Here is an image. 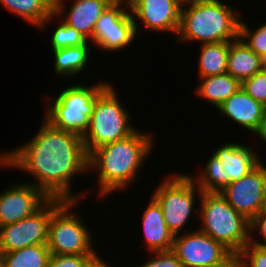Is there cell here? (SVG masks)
Returning a JSON list of instances; mask_svg holds the SVG:
<instances>
[{
	"label": "cell",
	"instance_id": "1",
	"mask_svg": "<svg viewBox=\"0 0 266 267\" xmlns=\"http://www.w3.org/2000/svg\"><path fill=\"white\" fill-rule=\"evenodd\" d=\"M16 168L35 177L28 183L50 199L82 201L89 190L74 193L73 178L88 172L82 137L53 127L43 118L33 138L11 151H0V168ZM28 172V173H27Z\"/></svg>",
	"mask_w": 266,
	"mask_h": 267
},
{
	"label": "cell",
	"instance_id": "2",
	"mask_svg": "<svg viewBox=\"0 0 266 267\" xmlns=\"http://www.w3.org/2000/svg\"><path fill=\"white\" fill-rule=\"evenodd\" d=\"M138 128L124 139L103 145L88 155V172L98 175V198L125 190L136 182L139 172L154 150L155 135ZM154 136V137H153Z\"/></svg>",
	"mask_w": 266,
	"mask_h": 267
},
{
	"label": "cell",
	"instance_id": "3",
	"mask_svg": "<svg viewBox=\"0 0 266 267\" xmlns=\"http://www.w3.org/2000/svg\"><path fill=\"white\" fill-rule=\"evenodd\" d=\"M238 11L221 0H208L181 9L176 38L178 42L201 44L234 41L239 38L243 17Z\"/></svg>",
	"mask_w": 266,
	"mask_h": 267
},
{
	"label": "cell",
	"instance_id": "4",
	"mask_svg": "<svg viewBox=\"0 0 266 267\" xmlns=\"http://www.w3.org/2000/svg\"><path fill=\"white\" fill-rule=\"evenodd\" d=\"M65 86L55 97H46L43 102L44 119L53 127L80 137L86 133L96 98L111 84L99 81L96 84L82 83Z\"/></svg>",
	"mask_w": 266,
	"mask_h": 267
},
{
	"label": "cell",
	"instance_id": "5",
	"mask_svg": "<svg viewBox=\"0 0 266 267\" xmlns=\"http://www.w3.org/2000/svg\"><path fill=\"white\" fill-rule=\"evenodd\" d=\"M253 148L252 145L247 146L239 141L221 143L213 150L210 158L205 160L200 173H193L190 177L203 192L219 193L263 161Z\"/></svg>",
	"mask_w": 266,
	"mask_h": 267
},
{
	"label": "cell",
	"instance_id": "6",
	"mask_svg": "<svg viewBox=\"0 0 266 267\" xmlns=\"http://www.w3.org/2000/svg\"><path fill=\"white\" fill-rule=\"evenodd\" d=\"M198 203L201 232L238 254L250 239V221L237 212L220 193L203 192ZM201 223V224H200Z\"/></svg>",
	"mask_w": 266,
	"mask_h": 267
},
{
	"label": "cell",
	"instance_id": "7",
	"mask_svg": "<svg viewBox=\"0 0 266 267\" xmlns=\"http://www.w3.org/2000/svg\"><path fill=\"white\" fill-rule=\"evenodd\" d=\"M80 201L51 199V219L48 227L47 247L50 254L99 255L95 250V237L79 211H74Z\"/></svg>",
	"mask_w": 266,
	"mask_h": 267
},
{
	"label": "cell",
	"instance_id": "8",
	"mask_svg": "<svg viewBox=\"0 0 266 267\" xmlns=\"http://www.w3.org/2000/svg\"><path fill=\"white\" fill-rule=\"evenodd\" d=\"M110 84L97 98L83 143L87 155L93 150L126 138L135 130L131 113L122 105L120 94Z\"/></svg>",
	"mask_w": 266,
	"mask_h": 267
},
{
	"label": "cell",
	"instance_id": "9",
	"mask_svg": "<svg viewBox=\"0 0 266 267\" xmlns=\"http://www.w3.org/2000/svg\"><path fill=\"white\" fill-rule=\"evenodd\" d=\"M157 185L151 196L161 206L169 230L174 236L187 232L182 229L188 225L192 213L195 215L196 211L198 214L197 202H200L198 200L203 191L194 183L189 173H169Z\"/></svg>",
	"mask_w": 266,
	"mask_h": 267
},
{
	"label": "cell",
	"instance_id": "10",
	"mask_svg": "<svg viewBox=\"0 0 266 267\" xmlns=\"http://www.w3.org/2000/svg\"><path fill=\"white\" fill-rule=\"evenodd\" d=\"M137 36L129 5L111 2L97 20L89 41L95 48L114 53L131 47Z\"/></svg>",
	"mask_w": 266,
	"mask_h": 267
},
{
	"label": "cell",
	"instance_id": "11",
	"mask_svg": "<svg viewBox=\"0 0 266 267\" xmlns=\"http://www.w3.org/2000/svg\"><path fill=\"white\" fill-rule=\"evenodd\" d=\"M188 231L175 235L172 246L183 267H214L233 254L222 243L200 230Z\"/></svg>",
	"mask_w": 266,
	"mask_h": 267
},
{
	"label": "cell",
	"instance_id": "12",
	"mask_svg": "<svg viewBox=\"0 0 266 267\" xmlns=\"http://www.w3.org/2000/svg\"><path fill=\"white\" fill-rule=\"evenodd\" d=\"M219 193L230 206L251 221L262 211L266 197V164L261 161L247 175L229 183Z\"/></svg>",
	"mask_w": 266,
	"mask_h": 267
},
{
	"label": "cell",
	"instance_id": "13",
	"mask_svg": "<svg viewBox=\"0 0 266 267\" xmlns=\"http://www.w3.org/2000/svg\"><path fill=\"white\" fill-rule=\"evenodd\" d=\"M50 219L51 199L32 216L0 226V250L7 253L30 245L47 244Z\"/></svg>",
	"mask_w": 266,
	"mask_h": 267
},
{
	"label": "cell",
	"instance_id": "14",
	"mask_svg": "<svg viewBox=\"0 0 266 267\" xmlns=\"http://www.w3.org/2000/svg\"><path fill=\"white\" fill-rule=\"evenodd\" d=\"M11 183L0 193V226L13 224L39 211L50 198L26 180Z\"/></svg>",
	"mask_w": 266,
	"mask_h": 267
},
{
	"label": "cell",
	"instance_id": "15",
	"mask_svg": "<svg viewBox=\"0 0 266 267\" xmlns=\"http://www.w3.org/2000/svg\"><path fill=\"white\" fill-rule=\"evenodd\" d=\"M129 8L134 19L138 35L140 23L148 32L173 33L177 35L181 9L175 0H134ZM137 19V20H136ZM139 20V21H138Z\"/></svg>",
	"mask_w": 266,
	"mask_h": 267
},
{
	"label": "cell",
	"instance_id": "16",
	"mask_svg": "<svg viewBox=\"0 0 266 267\" xmlns=\"http://www.w3.org/2000/svg\"><path fill=\"white\" fill-rule=\"evenodd\" d=\"M65 2V0H54L53 12L59 16L58 18H61L66 25L75 28L84 37L90 40L93 36L97 20L112 1L73 0L72 5L68 8L69 10H67Z\"/></svg>",
	"mask_w": 266,
	"mask_h": 267
},
{
	"label": "cell",
	"instance_id": "17",
	"mask_svg": "<svg viewBox=\"0 0 266 267\" xmlns=\"http://www.w3.org/2000/svg\"><path fill=\"white\" fill-rule=\"evenodd\" d=\"M265 107L240 87L217 110L222 117H227L253 135L260 126Z\"/></svg>",
	"mask_w": 266,
	"mask_h": 267
},
{
	"label": "cell",
	"instance_id": "18",
	"mask_svg": "<svg viewBox=\"0 0 266 267\" xmlns=\"http://www.w3.org/2000/svg\"><path fill=\"white\" fill-rule=\"evenodd\" d=\"M142 231L148 252L172 250L174 235L165 223L159 203L151 196L142 214Z\"/></svg>",
	"mask_w": 266,
	"mask_h": 267
},
{
	"label": "cell",
	"instance_id": "19",
	"mask_svg": "<svg viewBox=\"0 0 266 267\" xmlns=\"http://www.w3.org/2000/svg\"><path fill=\"white\" fill-rule=\"evenodd\" d=\"M0 5L44 32L46 25L58 17L53 12L54 0H0Z\"/></svg>",
	"mask_w": 266,
	"mask_h": 267
},
{
	"label": "cell",
	"instance_id": "20",
	"mask_svg": "<svg viewBox=\"0 0 266 267\" xmlns=\"http://www.w3.org/2000/svg\"><path fill=\"white\" fill-rule=\"evenodd\" d=\"M261 71L260 56L255 54L239 37L229 42L227 73L240 83Z\"/></svg>",
	"mask_w": 266,
	"mask_h": 267
},
{
	"label": "cell",
	"instance_id": "21",
	"mask_svg": "<svg viewBox=\"0 0 266 267\" xmlns=\"http://www.w3.org/2000/svg\"><path fill=\"white\" fill-rule=\"evenodd\" d=\"M90 43L88 40L80 46L53 50L52 55L55 59L53 72L65 79H75V76L77 77L82 71L86 70L89 60L91 61L92 52H90V48L92 45Z\"/></svg>",
	"mask_w": 266,
	"mask_h": 267
},
{
	"label": "cell",
	"instance_id": "22",
	"mask_svg": "<svg viewBox=\"0 0 266 267\" xmlns=\"http://www.w3.org/2000/svg\"><path fill=\"white\" fill-rule=\"evenodd\" d=\"M198 80L200 83H197L199 85L195 93L216 109L241 87V83L229 73L206 76Z\"/></svg>",
	"mask_w": 266,
	"mask_h": 267
},
{
	"label": "cell",
	"instance_id": "23",
	"mask_svg": "<svg viewBox=\"0 0 266 267\" xmlns=\"http://www.w3.org/2000/svg\"><path fill=\"white\" fill-rule=\"evenodd\" d=\"M198 78L227 73L229 42L200 44Z\"/></svg>",
	"mask_w": 266,
	"mask_h": 267
},
{
	"label": "cell",
	"instance_id": "24",
	"mask_svg": "<svg viewBox=\"0 0 266 267\" xmlns=\"http://www.w3.org/2000/svg\"><path fill=\"white\" fill-rule=\"evenodd\" d=\"M47 244H37L3 253L4 267H47L50 257Z\"/></svg>",
	"mask_w": 266,
	"mask_h": 267
},
{
	"label": "cell",
	"instance_id": "25",
	"mask_svg": "<svg viewBox=\"0 0 266 267\" xmlns=\"http://www.w3.org/2000/svg\"><path fill=\"white\" fill-rule=\"evenodd\" d=\"M57 26V28H54L55 30L50 40L51 51L60 48L80 46L88 41L80 32L66 25L62 20Z\"/></svg>",
	"mask_w": 266,
	"mask_h": 267
},
{
	"label": "cell",
	"instance_id": "26",
	"mask_svg": "<svg viewBox=\"0 0 266 267\" xmlns=\"http://www.w3.org/2000/svg\"><path fill=\"white\" fill-rule=\"evenodd\" d=\"M252 30L241 18L239 37L258 56L266 54V23Z\"/></svg>",
	"mask_w": 266,
	"mask_h": 267
},
{
	"label": "cell",
	"instance_id": "27",
	"mask_svg": "<svg viewBox=\"0 0 266 267\" xmlns=\"http://www.w3.org/2000/svg\"><path fill=\"white\" fill-rule=\"evenodd\" d=\"M100 255L51 254L47 267H90Z\"/></svg>",
	"mask_w": 266,
	"mask_h": 267
},
{
	"label": "cell",
	"instance_id": "28",
	"mask_svg": "<svg viewBox=\"0 0 266 267\" xmlns=\"http://www.w3.org/2000/svg\"><path fill=\"white\" fill-rule=\"evenodd\" d=\"M241 88L254 100L266 106V72L259 71L241 82Z\"/></svg>",
	"mask_w": 266,
	"mask_h": 267
},
{
	"label": "cell",
	"instance_id": "29",
	"mask_svg": "<svg viewBox=\"0 0 266 267\" xmlns=\"http://www.w3.org/2000/svg\"><path fill=\"white\" fill-rule=\"evenodd\" d=\"M150 258L138 267H183L182 262L172 251L150 252ZM153 256V257H152Z\"/></svg>",
	"mask_w": 266,
	"mask_h": 267
},
{
	"label": "cell",
	"instance_id": "30",
	"mask_svg": "<svg viewBox=\"0 0 266 267\" xmlns=\"http://www.w3.org/2000/svg\"><path fill=\"white\" fill-rule=\"evenodd\" d=\"M238 254L245 267H266V248L248 243Z\"/></svg>",
	"mask_w": 266,
	"mask_h": 267
},
{
	"label": "cell",
	"instance_id": "31",
	"mask_svg": "<svg viewBox=\"0 0 266 267\" xmlns=\"http://www.w3.org/2000/svg\"><path fill=\"white\" fill-rule=\"evenodd\" d=\"M249 232H250V239H249L250 244L256 245L261 248H266V214L260 212L250 221ZM257 232L259 235L257 234ZM257 236H261L262 240L258 241L259 238L256 239Z\"/></svg>",
	"mask_w": 266,
	"mask_h": 267
},
{
	"label": "cell",
	"instance_id": "32",
	"mask_svg": "<svg viewBox=\"0 0 266 267\" xmlns=\"http://www.w3.org/2000/svg\"><path fill=\"white\" fill-rule=\"evenodd\" d=\"M214 267H245V264L239 254H232L222 264Z\"/></svg>",
	"mask_w": 266,
	"mask_h": 267
},
{
	"label": "cell",
	"instance_id": "33",
	"mask_svg": "<svg viewBox=\"0 0 266 267\" xmlns=\"http://www.w3.org/2000/svg\"><path fill=\"white\" fill-rule=\"evenodd\" d=\"M253 136L254 138L257 137L255 138L256 140L259 139V141L261 140L262 143L263 141L264 143H266V107L263 111V116L261 118L260 126L257 129V131L253 134Z\"/></svg>",
	"mask_w": 266,
	"mask_h": 267
},
{
	"label": "cell",
	"instance_id": "34",
	"mask_svg": "<svg viewBox=\"0 0 266 267\" xmlns=\"http://www.w3.org/2000/svg\"><path fill=\"white\" fill-rule=\"evenodd\" d=\"M205 1H208V0H175L177 6L180 9H184L189 6H194L198 3L205 2Z\"/></svg>",
	"mask_w": 266,
	"mask_h": 267
},
{
	"label": "cell",
	"instance_id": "35",
	"mask_svg": "<svg viewBox=\"0 0 266 267\" xmlns=\"http://www.w3.org/2000/svg\"><path fill=\"white\" fill-rule=\"evenodd\" d=\"M110 264H108L106 261H104V259L101 258V256H99L91 265L90 267H113V266H109Z\"/></svg>",
	"mask_w": 266,
	"mask_h": 267
},
{
	"label": "cell",
	"instance_id": "36",
	"mask_svg": "<svg viewBox=\"0 0 266 267\" xmlns=\"http://www.w3.org/2000/svg\"><path fill=\"white\" fill-rule=\"evenodd\" d=\"M261 59V71L266 72V54L260 57Z\"/></svg>",
	"mask_w": 266,
	"mask_h": 267
},
{
	"label": "cell",
	"instance_id": "37",
	"mask_svg": "<svg viewBox=\"0 0 266 267\" xmlns=\"http://www.w3.org/2000/svg\"><path fill=\"white\" fill-rule=\"evenodd\" d=\"M112 2H122L124 4L130 5L134 0H111Z\"/></svg>",
	"mask_w": 266,
	"mask_h": 267
},
{
	"label": "cell",
	"instance_id": "38",
	"mask_svg": "<svg viewBox=\"0 0 266 267\" xmlns=\"http://www.w3.org/2000/svg\"><path fill=\"white\" fill-rule=\"evenodd\" d=\"M0 267H4L3 252L0 250Z\"/></svg>",
	"mask_w": 266,
	"mask_h": 267
},
{
	"label": "cell",
	"instance_id": "39",
	"mask_svg": "<svg viewBox=\"0 0 266 267\" xmlns=\"http://www.w3.org/2000/svg\"><path fill=\"white\" fill-rule=\"evenodd\" d=\"M261 213L266 214V197H265V200H264V204H263V208H262Z\"/></svg>",
	"mask_w": 266,
	"mask_h": 267
}]
</instances>
